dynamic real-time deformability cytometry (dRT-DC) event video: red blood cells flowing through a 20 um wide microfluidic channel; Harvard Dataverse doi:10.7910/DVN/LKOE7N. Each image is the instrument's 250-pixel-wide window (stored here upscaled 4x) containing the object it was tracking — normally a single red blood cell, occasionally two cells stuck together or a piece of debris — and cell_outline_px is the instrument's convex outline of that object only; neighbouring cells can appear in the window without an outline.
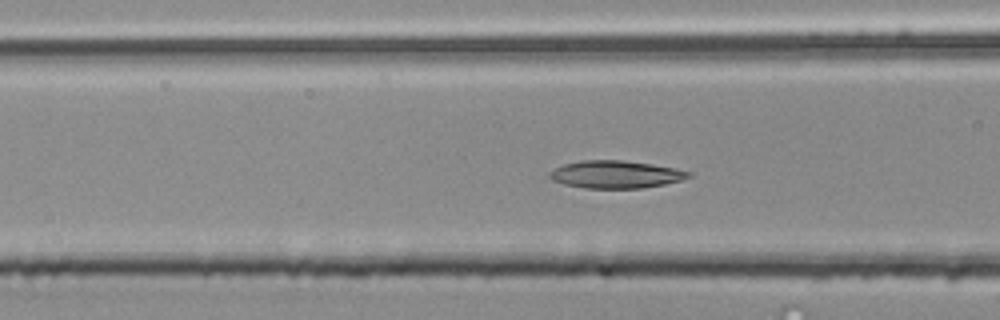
{"species": "common noctule bat (a hibernating species)", "species_latin": "Nyctalus noctula", "temperature_condition": "room temperature", "stored_images_in_passage": 41, "segment_of_instrument_passage": [1, 2], "camera_frame_rate_fps": 3000, "um_per_image_px": 0.085, "animal": {"sex": "male", "body_mass_g": 20.4}, "frame": {"image": 1, "passage_image": 7, "time_ms": 2.0, "image_size_px": [1000, 320], "cell_outline_px": [[692, 176], [680, 180], [664, 184], [644, 188], [584, 188], [564, 184], [552, 180], [548, 176], [548, 172], [564, 164], [580, 160], [624, 160], [652, 164], [692, 172]], "centroid_in_image_um": [52.31, 14.82], "position_along_channel_um": 114.3, "area_um2": 22.31}}
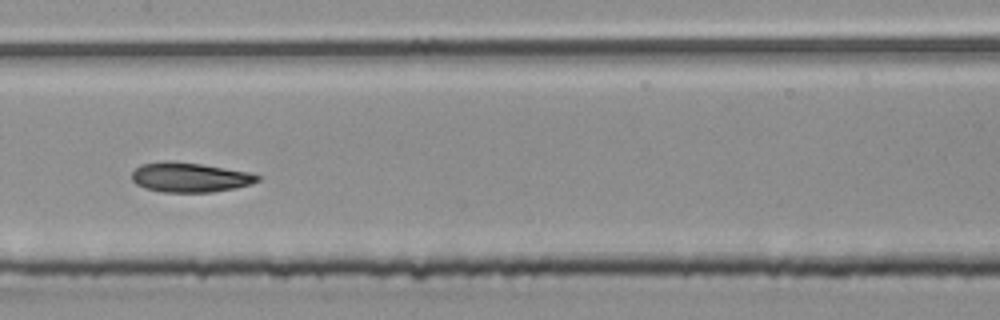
{"frame": {"image": 2, "passage_image": 13, "time_ms": 4.0, "image_size_px": [1000, 320], "cell_outline_px": [[260, 180], [252, 184], [236, 188], [212, 192], [164, 192], [144, 188], [136, 184], [132, 180], [132, 172], [140, 164], [164, 160], [172, 160], [200, 164], [248, 172], [260, 176]], "centroid_in_image_um": [16.11, 15.07], "position_along_channel_um": 191.3, "area_um2": 21.85}}
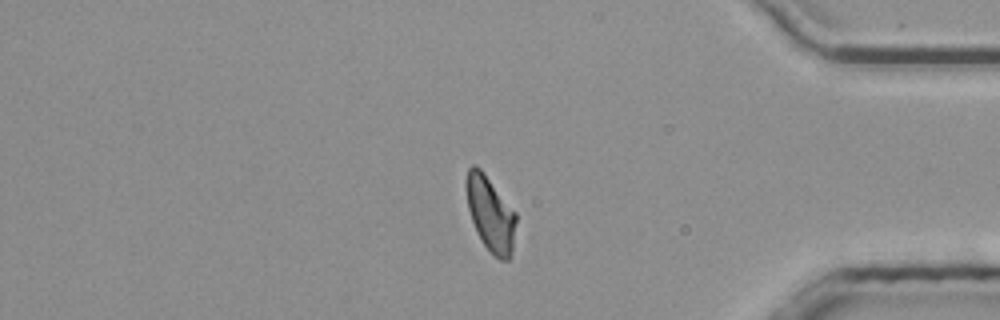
{"frame": {"image": 3, "passage_image": 31, "time_ms": 10.0, "image_size_px": [1000, 320], "cell_outline_px": [[516, 220], [512, 252], [508, 260], [500, 260], [484, 244], [476, 232], [468, 208], [464, 188], [464, 180], [468, 168], [472, 164], [476, 164], [484, 172], [516, 212]], "centroid_in_image_um": [41.65, 18.1], "position_along_channel_um": 393.5, "area_um2": 21.91}}